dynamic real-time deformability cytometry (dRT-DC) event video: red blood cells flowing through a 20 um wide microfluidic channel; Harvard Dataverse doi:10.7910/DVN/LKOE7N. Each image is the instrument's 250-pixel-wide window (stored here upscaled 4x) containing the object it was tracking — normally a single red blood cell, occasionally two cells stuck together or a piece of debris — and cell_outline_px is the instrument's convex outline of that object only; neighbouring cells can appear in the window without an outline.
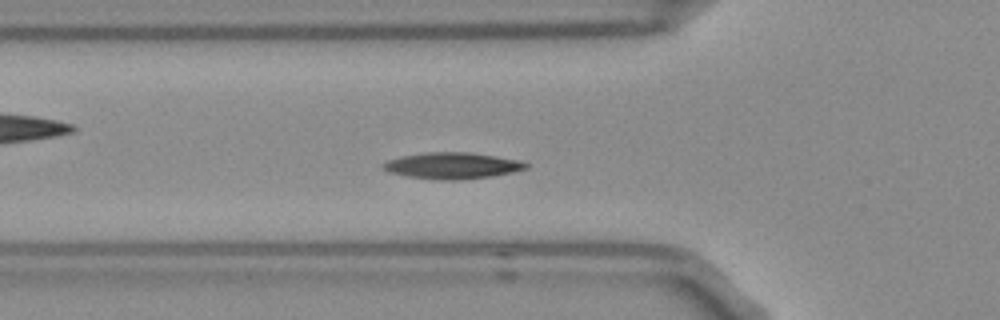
{"species": "Egyptian fruit bat (a non-hibernating species)", "species_latin": "Rousettus aegyptiacus", "temperature_condition": "room temperature", "stored_images_in_passage": 53, "camera_frame_rate_fps": 3000, "um_per_image_px": 0.085, "frame": {"image": 1, "passage_image": 16, "time_ms": 5.0, "image_size_px": [1000, 320], "cell_outline_px": [[528, 168], [512, 172], [492, 176], [460, 180], [440, 180], [408, 176], [388, 172], [380, 168], [380, 164], [388, 160], [400, 156], [428, 152], [468, 152], [496, 156], [516, 160], [528, 164]], "centroid_in_image_um": [38.38, 14.08], "position_along_channel_um": 87.4, "area_um2": 21.91}, "authors_computed_cell_mechanics": {"area_um2": 20.23, "velocity_mm_per_s": 3.6838, "shape_relaxation_time_tau1_ms": 5.0806, "shape_relaxation_time_tau2_ms": 5.4281, "deformation_change_tau1": 0.1336, "deformation_change_tau2": 0.0969}}